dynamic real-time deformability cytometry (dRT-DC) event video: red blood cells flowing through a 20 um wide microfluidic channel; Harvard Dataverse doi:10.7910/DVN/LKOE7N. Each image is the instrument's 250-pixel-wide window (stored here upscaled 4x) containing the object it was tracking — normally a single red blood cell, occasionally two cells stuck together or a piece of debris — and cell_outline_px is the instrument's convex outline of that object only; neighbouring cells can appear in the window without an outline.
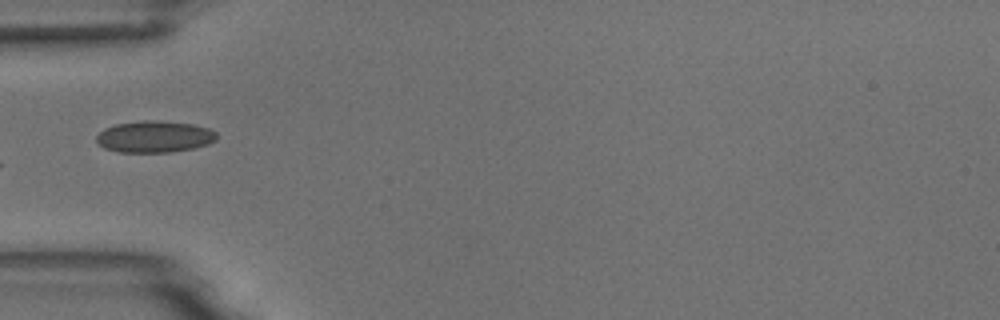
{"species": "common noctule bat (a hibernating species)", "species_latin": "Nyctalus noctula", "temperature_condition": "room temperature", "stored_images_in_passage": 6, "camera_frame_rate_fps": 3000, "um_per_image_px": 0.085, "animal": {"sex": "male", "body_mass_g": 18.8}, "frame": {"image": 1, "passage_image": 6, "time_ms": 1.667, "image_size_px": [1000, 320], "cell_outline_px": [[216, 140], [208, 144], [192, 148], [168, 152], [120, 152], [104, 148], [96, 140], [96, 136], [104, 128], [116, 124], [144, 120], [156, 120], [192, 124], [208, 128], [216, 132]], "centroid_in_image_um": [13.12, 11.61], "position_along_channel_um": 71.9, "area_um2": 22.02}}